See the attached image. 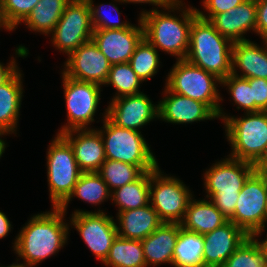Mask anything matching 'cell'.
Listing matches in <instances>:
<instances>
[{
	"instance_id": "obj_1",
	"label": "cell",
	"mask_w": 267,
	"mask_h": 267,
	"mask_svg": "<svg viewBox=\"0 0 267 267\" xmlns=\"http://www.w3.org/2000/svg\"><path fill=\"white\" fill-rule=\"evenodd\" d=\"M65 215L67 214L59 207H51L49 211L31 215L12 242L13 251L17 255L16 261L22 259L19 263L35 267L57 255L69 242L71 229Z\"/></svg>"
},
{
	"instance_id": "obj_2",
	"label": "cell",
	"mask_w": 267,
	"mask_h": 267,
	"mask_svg": "<svg viewBox=\"0 0 267 267\" xmlns=\"http://www.w3.org/2000/svg\"><path fill=\"white\" fill-rule=\"evenodd\" d=\"M183 1L175 0L160 10L142 9L139 13L144 38L159 52L174 56L176 60L185 59L188 54L190 28L197 16L196 7L186 5Z\"/></svg>"
},
{
	"instance_id": "obj_3",
	"label": "cell",
	"mask_w": 267,
	"mask_h": 267,
	"mask_svg": "<svg viewBox=\"0 0 267 267\" xmlns=\"http://www.w3.org/2000/svg\"><path fill=\"white\" fill-rule=\"evenodd\" d=\"M233 42L223 37L209 20L198 15L192 20L186 60L220 80L232 73Z\"/></svg>"
},
{
	"instance_id": "obj_4",
	"label": "cell",
	"mask_w": 267,
	"mask_h": 267,
	"mask_svg": "<svg viewBox=\"0 0 267 267\" xmlns=\"http://www.w3.org/2000/svg\"><path fill=\"white\" fill-rule=\"evenodd\" d=\"M254 172L253 163L228 155L221 158L203 173L205 198L229 220L234 214L239 192Z\"/></svg>"
},
{
	"instance_id": "obj_5",
	"label": "cell",
	"mask_w": 267,
	"mask_h": 267,
	"mask_svg": "<svg viewBox=\"0 0 267 267\" xmlns=\"http://www.w3.org/2000/svg\"><path fill=\"white\" fill-rule=\"evenodd\" d=\"M217 118L224 124L225 137L231 147L228 156L254 164L267 145V111L244 113L238 117L220 107Z\"/></svg>"
},
{
	"instance_id": "obj_6",
	"label": "cell",
	"mask_w": 267,
	"mask_h": 267,
	"mask_svg": "<svg viewBox=\"0 0 267 267\" xmlns=\"http://www.w3.org/2000/svg\"><path fill=\"white\" fill-rule=\"evenodd\" d=\"M103 124L96 128L103 140L106 159L138 166L143 172L159 166L155 153L139 131L121 128L107 118V108L101 113Z\"/></svg>"
},
{
	"instance_id": "obj_7",
	"label": "cell",
	"mask_w": 267,
	"mask_h": 267,
	"mask_svg": "<svg viewBox=\"0 0 267 267\" xmlns=\"http://www.w3.org/2000/svg\"><path fill=\"white\" fill-rule=\"evenodd\" d=\"M165 86L171 92L205 103L216 115L223 106L218 89L221 80L186 59L176 60L166 75Z\"/></svg>"
},
{
	"instance_id": "obj_8",
	"label": "cell",
	"mask_w": 267,
	"mask_h": 267,
	"mask_svg": "<svg viewBox=\"0 0 267 267\" xmlns=\"http://www.w3.org/2000/svg\"><path fill=\"white\" fill-rule=\"evenodd\" d=\"M46 151L47 182L51 207H59L72 193L83 173L69 142L57 134Z\"/></svg>"
},
{
	"instance_id": "obj_9",
	"label": "cell",
	"mask_w": 267,
	"mask_h": 267,
	"mask_svg": "<svg viewBox=\"0 0 267 267\" xmlns=\"http://www.w3.org/2000/svg\"><path fill=\"white\" fill-rule=\"evenodd\" d=\"M193 196L178 177L165 174L159 166L150 171L149 201L163 222L181 223Z\"/></svg>"
},
{
	"instance_id": "obj_10",
	"label": "cell",
	"mask_w": 267,
	"mask_h": 267,
	"mask_svg": "<svg viewBox=\"0 0 267 267\" xmlns=\"http://www.w3.org/2000/svg\"><path fill=\"white\" fill-rule=\"evenodd\" d=\"M61 78L67 123L57 129V134L73 129H91V124L96 121L94 117L100 104L102 86L74 80L63 72H61Z\"/></svg>"
},
{
	"instance_id": "obj_11",
	"label": "cell",
	"mask_w": 267,
	"mask_h": 267,
	"mask_svg": "<svg viewBox=\"0 0 267 267\" xmlns=\"http://www.w3.org/2000/svg\"><path fill=\"white\" fill-rule=\"evenodd\" d=\"M93 32L87 0H71L48 36H51L52 46L68 57L82 44L92 40Z\"/></svg>"
},
{
	"instance_id": "obj_12",
	"label": "cell",
	"mask_w": 267,
	"mask_h": 267,
	"mask_svg": "<svg viewBox=\"0 0 267 267\" xmlns=\"http://www.w3.org/2000/svg\"><path fill=\"white\" fill-rule=\"evenodd\" d=\"M70 215L69 227L77 230L89 250L103 263L118 236L114 217L101 208L94 212L76 209Z\"/></svg>"
},
{
	"instance_id": "obj_13",
	"label": "cell",
	"mask_w": 267,
	"mask_h": 267,
	"mask_svg": "<svg viewBox=\"0 0 267 267\" xmlns=\"http://www.w3.org/2000/svg\"><path fill=\"white\" fill-rule=\"evenodd\" d=\"M267 206V185L263 176L254 172L245 182L229 219L249 237L263 232V219Z\"/></svg>"
},
{
	"instance_id": "obj_14",
	"label": "cell",
	"mask_w": 267,
	"mask_h": 267,
	"mask_svg": "<svg viewBox=\"0 0 267 267\" xmlns=\"http://www.w3.org/2000/svg\"><path fill=\"white\" fill-rule=\"evenodd\" d=\"M107 118L116 126L141 132L158 119V104L145 93L112 99L107 106Z\"/></svg>"
},
{
	"instance_id": "obj_15",
	"label": "cell",
	"mask_w": 267,
	"mask_h": 267,
	"mask_svg": "<svg viewBox=\"0 0 267 267\" xmlns=\"http://www.w3.org/2000/svg\"><path fill=\"white\" fill-rule=\"evenodd\" d=\"M111 64L90 40L73 51L64 62L62 72L69 78L104 86Z\"/></svg>"
},
{
	"instance_id": "obj_16",
	"label": "cell",
	"mask_w": 267,
	"mask_h": 267,
	"mask_svg": "<svg viewBox=\"0 0 267 267\" xmlns=\"http://www.w3.org/2000/svg\"><path fill=\"white\" fill-rule=\"evenodd\" d=\"M138 25L131 24L126 29H94L92 40L111 65L130 61L136 46L144 38L140 18Z\"/></svg>"
},
{
	"instance_id": "obj_17",
	"label": "cell",
	"mask_w": 267,
	"mask_h": 267,
	"mask_svg": "<svg viewBox=\"0 0 267 267\" xmlns=\"http://www.w3.org/2000/svg\"><path fill=\"white\" fill-rule=\"evenodd\" d=\"M164 95L158 101V119L171 124H192L206 120H215L217 115L198 100L171 92L165 85Z\"/></svg>"
},
{
	"instance_id": "obj_18",
	"label": "cell",
	"mask_w": 267,
	"mask_h": 267,
	"mask_svg": "<svg viewBox=\"0 0 267 267\" xmlns=\"http://www.w3.org/2000/svg\"><path fill=\"white\" fill-rule=\"evenodd\" d=\"M249 236L231 221L203 235L205 267H222Z\"/></svg>"
},
{
	"instance_id": "obj_19",
	"label": "cell",
	"mask_w": 267,
	"mask_h": 267,
	"mask_svg": "<svg viewBox=\"0 0 267 267\" xmlns=\"http://www.w3.org/2000/svg\"><path fill=\"white\" fill-rule=\"evenodd\" d=\"M61 135L71 145L77 165L83 173L99 171L106 154L102 136L96 128L73 129Z\"/></svg>"
},
{
	"instance_id": "obj_20",
	"label": "cell",
	"mask_w": 267,
	"mask_h": 267,
	"mask_svg": "<svg viewBox=\"0 0 267 267\" xmlns=\"http://www.w3.org/2000/svg\"><path fill=\"white\" fill-rule=\"evenodd\" d=\"M210 22L223 36L234 42L247 40V33L256 34L257 7L254 0H245L226 12L215 15ZM246 34V35H245Z\"/></svg>"
},
{
	"instance_id": "obj_21",
	"label": "cell",
	"mask_w": 267,
	"mask_h": 267,
	"mask_svg": "<svg viewBox=\"0 0 267 267\" xmlns=\"http://www.w3.org/2000/svg\"><path fill=\"white\" fill-rule=\"evenodd\" d=\"M261 42L262 46L250 39L233 43L232 74L246 79H267V40Z\"/></svg>"
},
{
	"instance_id": "obj_22",
	"label": "cell",
	"mask_w": 267,
	"mask_h": 267,
	"mask_svg": "<svg viewBox=\"0 0 267 267\" xmlns=\"http://www.w3.org/2000/svg\"><path fill=\"white\" fill-rule=\"evenodd\" d=\"M181 223L163 222L152 234L141 240L147 267L172 265L173 251Z\"/></svg>"
},
{
	"instance_id": "obj_23",
	"label": "cell",
	"mask_w": 267,
	"mask_h": 267,
	"mask_svg": "<svg viewBox=\"0 0 267 267\" xmlns=\"http://www.w3.org/2000/svg\"><path fill=\"white\" fill-rule=\"evenodd\" d=\"M115 220L118 236L133 240H143L163 223L150 203L141 208L117 212Z\"/></svg>"
},
{
	"instance_id": "obj_24",
	"label": "cell",
	"mask_w": 267,
	"mask_h": 267,
	"mask_svg": "<svg viewBox=\"0 0 267 267\" xmlns=\"http://www.w3.org/2000/svg\"><path fill=\"white\" fill-rule=\"evenodd\" d=\"M23 77L21 68L3 85L0 86V132L17 134L20 109L23 99Z\"/></svg>"
},
{
	"instance_id": "obj_25",
	"label": "cell",
	"mask_w": 267,
	"mask_h": 267,
	"mask_svg": "<svg viewBox=\"0 0 267 267\" xmlns=\"http://www.w3.org/2000/svg\"><path fill=\"white\" fill-rule=\"evenodd\" d=\"M227 221L228 219L210 199L197 200L192 197L188 203L185 217L181 222V227L204 235L221 227Z\"/></svg>"
},
{
	"instance_id": "obj_26",
	"label": "cell",
	"mask_w": 267,
	"mask_h": 267,
	"mask_svg": "<svg viewBox=\"0 0 267 267\" xmlns=\"http://www.w3.org/2000/svg\"><path fill=\"white\" fill-rule=\"evenodd\" d=\"M78 198L90 205L98 206L111 200V191L108 185L97 172L82 173L69 197L59 206L66 214L68 204Z\"/></svg>"
},
{
	"instance_id": "obj_27",
	"label": "cell",
	"mask_w": 267,
	"mask_h": 267,
	"mask_svg": "<svg viewBox=\"0 0 267 267\" xmlns=\"http://www.w3.org/2000/svg\"><path fill=\"white\" fill-rule=\"evenodd\" d=\"M71 0H40L22 22L35 33L48 36L56 27Z\"/></svg>"
},
{
	"instance_id": "obj_28",
	"label": "cell",
	"mask_w": 267,
	"mask_h": 267,
	"mask_svg": "<svg viewBox=\"0 0 267 267\" xmlns=\"http://www.w3.org/2000/svg\"><path fill=\"white\" fill-rule=\"evenodd\" d=\"M204 238L202 234L179 229L173 251V267H205L203 260Z\"/></svg>"
},
{
	"instance_id": "obj_29",
	"label": "cell",
	"mask_w": 267,
	"mask_h": 267,
	"mask_svg": "<svg viewBox=\"0 0 267 267\" xmlns=\"http://www.w3.org/2000/svg\"><path fill=\"white\" fill-rule=\"evenodd\" d=\"M150 171L144 172L135 181L111 191V201L117 211L141 208L150 203L149 201Z\"/></svg>"
},
{
	"instance_id": "obj_30",
	"label": "cell",
	"mask_w": 267,
	"mask_h": 267,
	"mask_svg": "<svg viewBox=\"0 0 267 267\" xmlns=\"http://www.w3.org/2000/svg\"><path fill=\"white\" fill-rule=\"evenodd\" d=\"M102 264L105 267H147L141 240L117 236Z\"/></svg>"
},
{
	"instance_id": "obj_31",
	"label": "cell",
	"mask_w": 267,
	"mask_h": 267,
	"mask_svg": "<svg viewBox=\"0 0 267 267\" xmlns=\"http://www.w3.org/2000/svg\"><path fill=\"white\" fill-rule=\"evenodd\" d=\"M143 81L133 71L129 62L113 64L110 67L108 78L104 84L110 85L115 89V94L110 99H116L123 96L137 95L143 93L141 91Z\"/></svg>"
},
{
	"instance_id": "obj_32",
	"label": "cell",
	"mask_w": 267,
	"mask_h": 267,
	"mask_svg": "<svg viewBox=\"0 0 267 267\" xmlns=\"http://www.w3.org/2000/svg\"><path fill=\"white\" fill-rule=\"evenodd\" d=\"M158 52L145 38L136 46L129 63L143 82L150 80L159 72L161 61Z\"/></svg>"
},
{
	"instance_id": "obj_33",
	"label": "cell",
	"mask_w": 267,
	"mask_h": 267,
	"mask_svg": "<svg viewBox=\"0 0 267 267\" xmlns=\"http://www.w3.org/2000/svg\"><path fill=\"white\" fill-rule=\"evenodd\" d=\"M97 173L108 185L109 190L113 191L135 181L144 172L136 165L106 159Z\"/></svg>"
},
{
	"instance_id": "obj_34",
	"label": "cell",
	"mask_w": 267,
	"mask_h": 267,
	"mask_svg": "<svg viewBox=\"0 0 267 267\" xmlns=\"http://www.w3.org/2000/svg\"><path fill=\"white\" fill-rule=\"evenodd\" d=\"M265 251L255 237H248L222 267H265Z\"/></svg>"
},
{
	"instance_id": "obj_35",
	"label": "cell",
	"mask_w": 267,
	"mask_h": 267,
	"mask_svg": "<svg viewBox=\"0 0 267 267\" xmlns=\"http://www.w3.org/2000/svg\"><path fill=\"white\" fill-rule=\"evenodd\" d=\"M87 2L90 6L93 29H126L132 24L127 20L121 21V12L119 10V7L117 6L120 3L123 4L120 0H114L113 2H109L108 4L101 3L99 5L94 4L93 0H87ZM107 6H109L108 8L110 13H113V11L115 12V18H112L110 15H108L109 13L107 11ZM106 11L108 14L106 13Z\"/></svg>"
},
{
	"instance_id": "obj_36",
	"label": "cell",
	"mask_w": 267,
	"mask_h": 267,
	"mask_svg": "<svg viewBox=\"0 0 267 267\" xmlns=\"http://www.w3.org/2000/svg\"><path fill=\"white\" fill-rule=\"evenodd\" d=\"M40 0H0V19L7 32L14 31Z\"/></svg>"
},
{
	"instance_id": "obj_37",
	"label": "cell",
	"mask_w": 267,
	"mask_h": 267,
	"mask_svg": "<svg viewBox=\"0 0 267 267\" xmlns=\"http://www.w3.org/2000/svg\"><path fill=\"white\" fill-rule=\"evenodd\" d=\"M221 87L228 89V94L231 95L230 102L236 105V109L244 111V113L252 112V89L246 78L230 74L225 79L221 80Z\"/></svg>"
},
{
	"instance_id": "obj_38",
	"label": "cell",
	"mask_w": 267,
	"mask_h": 267,
	"mask_svg": "<svg viewBox=\"0 0 267 267\" xmlns=\"http://www.w3.org/2000/svg\"><path fill=\"white\" fill-rule=\"evenodd\" d=\"M244 1L245 0H203L201 5L204 11L196 8V12L199 17L210 21L215 15L226 12Z\"/></svg>"
},
{
	"instance_id": "obj_39",
	"label": "cell",
	"mask_w": 267,
	"mask_h": 267,
	"mask_svg": "<svg viewBox=\"0 0 267 267\" xmlns=\"http://www.w3.org/2000/svg\"><path fill=\"white\" fill-rule=\"evenodd\" d=\"M252 89V112L267 111V79L248 78Z\"/></svg>"
},
{
	"instance_id": "obj_40",
	"label": "cell",
	"mask_w": 267,
	"mask_h": 267,
	"mask_svg": "<svg viewBox=\"0 0 267 267\" xmlns=\"http://www.w3.org/2000/svg\"><path fill=\"white\" fill-rule=\"evenodd\" d=\"M14 50L16 55L15 58L12 56L6 65L0 61V86L6 83L20 69L16 58L20 57L24 59L28 57L29 50L25 45H18Z\"/></svg>"
},
{
	"instance_id": "obj_41",
	"label": "cell",
	"mask_w": 267,
	"mask_h": 267,
	"mask_svg": "<svg viewBox=\"0 0 267 267\" xmlns=\"http://www.w3.org/2000/svg\"><path fill=\"white\" fill-rule=\"evenodd\" d=\"M256 35L267 40V1L257 2Z\"/></svg>"
},
{
	"instance_id": "obj_42",
	"label": "cell",
	"mask_w": 267,
	"mask_h": 267,
	"mask_svg": "<svg viewBox=\"0 0 267 267\" xmlns=\"http://www.w3.org/2000/svg\"><path fill=\"white\" fill-rule=\"evenodd\" d=\"M123 4L125 3H133V4H149L152 5V9H150L149 11H153L156 9H160V8H164L166 6H169L170 4H172L175 0H120ZM155 6V7H154ZM157 7V8H156Z\"/></svg>"
},
{
	"instance_id": "obj_43",
	"label": "cell",
	"mask_w": 267,
	"mask_h": 267,
	"mask_svg": "<svg viewBox=\"0 0 267 267\" xmlns=\"http://www.w3.org/2000/svg\"><path fill=\"white\" fill-rule=\"evenodd\" d=\"M11 223L7 215L0 210V240L7 237L13 229Z\"/></svg>"
},
{
	"instance_id": "obj_44",
	"label": "cell",
	"mask_w": 267,
	"mask_h": 267,
	"mask_svg": "<svg viewBox=\"0 0 267 267\" xmlns=\"http://www.w3.org/2000/svg\"><path fill=\"white\" fill-rule=\"evenodd\" d=\"M253 165L255 172H267V145L263 154Z\"/></svg>"
},
{
	"instance_id": "obj_45",
	"label": "cell",
	"mask_w": 267,
	"mask_h": 267,
	"mask_svg": "<svg viewBox=\"0 0 267 267\" xmlns=\"http://www.w3.org/2000/svg\"><path fill=\"white\" fill-rule=\"evenodd\" d=\"M7 136V134L0 132V159L3 155V153H5V149L8 146V144L6 143V140L2 139L3 136Z\"/></svg>"
},
{
	"instance_id": "obj_46",
	"label": "cell",
	"mask_w": 267,
	"mask_h": 267,
	"mask_svg": "<svg viewBox=\"0 0 267 267\" xmlns=\"http://www.w3.org/2000/svg\"><path fill=\"white\" fill-rule=\"evenodd\" d=\"M266 226H267V206H266L265 216H264V219H263V232L257 233L254 237L255 238H259L260 237V239H261V235H263V233H265V231H266Z\"/></svg>"
},
{
	"instance_id": "obj_47",
	"label": "cell",
	"mask_w": 267,
	"mask_h": 267,
	"mask_svg": "<svg viewBox=\"0 0 267 267\" xmlns=\"http://www.w3.org/2000/svg\"><path fill=\"white\" fill-rule=\"evenodd\" d=\"M257 241L261 244V247L264 249L265 251V257H266V261H267V235L265 237V239H259V238H256Z\"/></svg>"
},
{
	"instance_id": "obj_48",
	"label": "cell",
	"mask_w": 267,
	"mask_h": 267,
	"mask_svg": "<svg viewBox=\"0 0 267 267\" xmlns=\"http://www.w3.org/2000/svg\"><path fill=\"white\" fill-rule=\"evenodd\" d=\"M2 267H27V266H25V265H23L21 263H18V261H16V262H14V263H12V264H10L8 266H2Z\"/></svg>"
},
{
	"instance_id": "obj_49",
	"label": "cell",
	"mask_w": 267,
	"mask_h": 267,
	"mask_svg": "<svg viewBox=\"0 0 267 267\" xmlns=\"http://www.w3.org/2000/svg\"><path fill=\"white\" fill-rule=\"evenodd\" d=\"M258 173H260L263 176V178L266 182V185H267V172H258Z\"/></svg>"
},
{
	"instance_id": "obj_50",
	"label": "cell",
	"mask_w": 267,
	"mask_h": 267,
	"mask_svg": "<svg viewBox=\"0 0 267 267\" xmlns=\"http://www.w3.org/2000/svg\"><path fill=\"white\" fill-rule=\"evenodd\" d=\"M1 29H4L5 31H7L6 28L3 26L2 22H1V19H0V30Z\"/></svg>"
},
{
	"instance_id": "obj_51",
	"label": "cell",
	"mask_w": 267,
	"mask_h": 267,
	"mask_svg": "<svg viewBox=\"0 0 267 267\" xmlns=\"http://www.w3.org/2000/svg\"><path fill=\"white\" fill-rule=\"evenodd\" d=\"M256 3L257 2H264V1H267V0H254Z\"/></svg>"
}]
</instances>
